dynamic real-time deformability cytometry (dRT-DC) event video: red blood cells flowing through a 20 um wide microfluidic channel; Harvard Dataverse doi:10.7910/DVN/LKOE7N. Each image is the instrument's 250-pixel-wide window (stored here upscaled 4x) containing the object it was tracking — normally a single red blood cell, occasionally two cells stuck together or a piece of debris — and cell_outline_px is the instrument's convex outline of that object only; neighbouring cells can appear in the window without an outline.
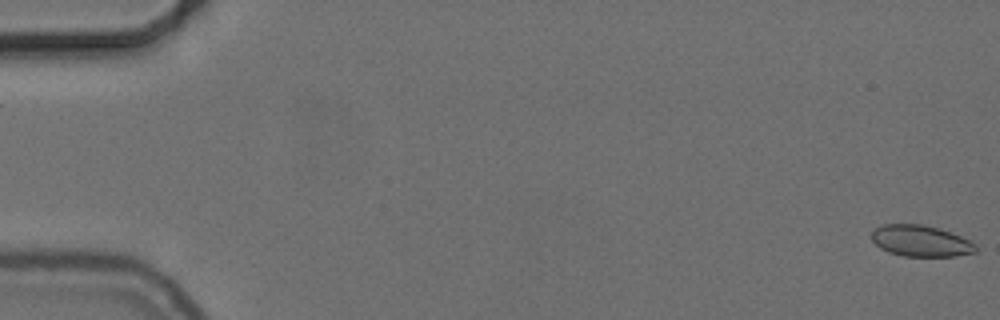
{"species": "common noctule bat (a hibernating species)", "species_latin": "Nyctalus noctula", "temperature_condition": "cold", "stored_images_in_passage": 56, "camera_frame_rate_fps": 3000, "um_per_image_px": 0.085, "animal": {"sex": "female", "body_mass_g": 24.6, "forearm_length_mm": 56.2}, "frame": {"image": 1, "passage_image": 1, "time_ms": 0.0, "image_size_px": [1000, 320], "cell_outline_px": [[976, 252], [956, 256], [904, 256], [888, 252], [880, 248], [872, 240], [872, 232], [876, 228], [884, 224], [920, 224], [940, 228], [960, 236], [976, 244]], "centroid_in_image_um": [78.26, 20.48], "position_along_channel_um": 6.7, "area_um2": 18.9}}
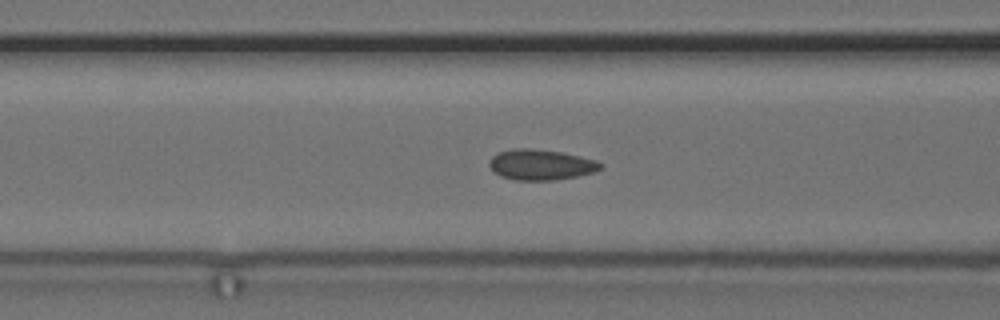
{"frame": {"image": 2, "passage_image": 23, "time_ms": 7.333, "image_size_px": [1000, 320], "cell_outline_px": [[604, 168], [592, 172], [576, 176], [552, 180], [516, 180], [500, 176], [492, 172], [488, 164], [488, 160], [496, 152], [512, 148], [532, 148], [560, 152], [580, 156], [596, 160], [604, 164]], "centroid_in_image_um": [45.92, 13.99], "position_along_channel_um": 120.7, "area_um2": 20.06}}
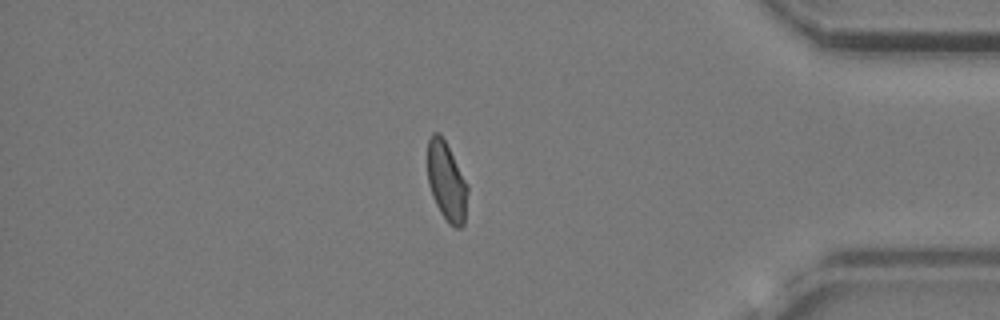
{"frame": {"image": 3, "passage_image": 48, "time_ms": 15.667, "image_size_px": [1000, 320], "cell_outline_px": [[468, 192], [464, 224], [460, 228], [456, 228], [448, 224], [440, 212], [432, 196], [428, 184], [428, 140], [432, 132], [440, 132], [468, 184]], "centroid_in_image_um": [37.96, 15.45], "position_along_channel_um": 397.2, "area_um2": 18.55}, "authors_computed_cell_mechanics": {"area_um2": 19.2474, "velocity_mm_per_s": 3.7057, "shape_relaxation_time_tau1_ms": null, "shape_relaxation_time_tau2_ms": 0.5499, "deformation_change_tau1": null, "deformation_change_tau2": 0.0354}}